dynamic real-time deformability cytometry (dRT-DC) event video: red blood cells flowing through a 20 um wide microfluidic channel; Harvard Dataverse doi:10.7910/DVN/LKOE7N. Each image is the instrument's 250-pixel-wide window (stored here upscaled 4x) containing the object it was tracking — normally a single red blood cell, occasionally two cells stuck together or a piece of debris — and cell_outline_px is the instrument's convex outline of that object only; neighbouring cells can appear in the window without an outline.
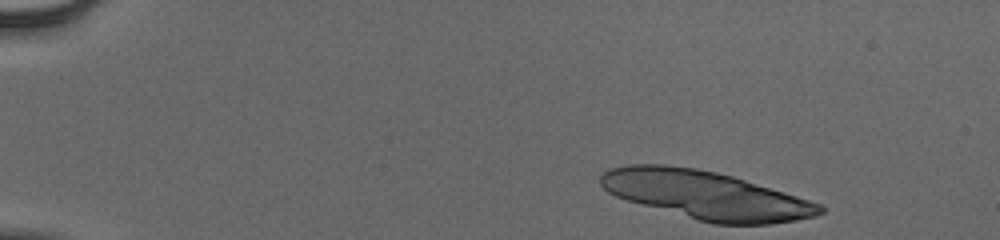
{"species": "human", "species_latin": "Homo sapiens", "temperature_condition": "cold", "stored_images_in_passage": 13, "camera_frame_rate_fps": 3000, "um_per_image_px": 0.085, "donor": {"sex": "male"}, "frame": {"image": 1, "passage_image": 1, "time_ms": 0.0, "image_size_px": [1000, 240], "cell_outline_px": [[824, 212], [816, 216], [796, 220], [768, 224], [712, 224], [696, 220], [628, 200], [616, 196], [608, 192], [600, 184], [600, 176], [608, 168], [628, 164], [664, 164], [696, 168], [716, 172], [732, 176], [784, 192], [820, 204], [824, 208]], "centroid_in_image_um": [59.96, 16.57], "position_along_channel_um": 25.0, "area_um2": 61.27}}